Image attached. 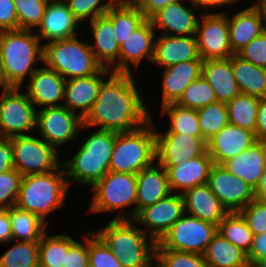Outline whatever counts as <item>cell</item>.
<instances>
[{
  "instance_id": "816d5d0a",
  "label": "cell",
  "mask_w": 266,
  "mask_h": 267,
  "mask_svg": "<svg viewBox=\"0 0 266 267\" xmlns=\"http://www.w3.org/2000/svg\"><path fill=\"white\" fill-rule=\"evenodd\" d=\"M18 18L13 0H0V31L17 30Z\"/></svg>"
},
{
  "instance_id": "9a60e30c",
  "label": "cell",
  "mask_w": 266,
  "mask_h": 267,
  "mask_svg": "<svg viewBox=\"0 0 266 267\" xmlns=\"http://www.w3.org/2000/svg\"><path fill=\"white\" fill-rule=\"evenodd\" d=\"M184 200L181 193H171L153 205L141 209L133 221L144 225L142 230L156 243L183 215Z\"/></svg>"
},
{
  "instance_id": "52a82bcc",
  "label": "cell",
  "mask_w": 266,
  "mask_h": 267,
  "mask_svg": "<svg viewBox=\"0 0 266 267\" xmlns=\"http://www.w3.org/2000/svg\"><path fill=\"white\" fill-rule=\"evenodd\" d=\"M43 64L65 80L97 74L103 68L89 42L79 41L77 37L43 44Z\"/></svg>"
},
{
  "instance_id": "ba28073f",
  "label": "cell",
  "mask_w": 266,
  "mask_h": 267,
  "mask_svg": "<svg viewBox=\"0 0 266 267\" xmlns=\"http://www.w3.org/2000/svg\"><path fill=\"white\" fill-rule=\"evenodd\" d=\"M91 188L93 198L89 200V213H111L117 210L119 214L113 220H131V213L120 210L136 205V175L109 171Z\"/></svg>"
},
{
  "instance_id": "e7e4bbea",
  "label": "cell",
  "mask_w": 266,
  "mask_h": 267,
  "mask_svg": "<svg viewBox=\"0 0 266 267\" xmlns=\"http://www.w3.org/2000/svg\"><path fill=\"white\" fill-rule=\"evenodd\" d=\"M148 267H166V266L157 257H154V260L153 259L151 260Z\"/></svg>"
},
{
  "instance_id": "f5cc1de1",
  "label": "cell",
  "mask_w": 266,
  "mask_h": 267,
  "mask_svg": "<svg viewBox=\"0 0 266 267\" xmlns=\"http://www.w3.org/2000/svg\"><path fill=\"white\" fill-rule=\"evenodd\" d=\"M14 156L11 139L3 138L0 141V173L14 168Z\"/></svg>"
},
{
  "instance_id": "03108f58",
  "label": "cell",
  "mask_w": 266,
  "mask_h": 267,
  "mask_svg": "<svg viewBox=\"0 0 266 267\" xmlns=\"http://www.w3.org/2000/svg\"><path fill=\"white\" fill-rule=\"evenodd\" d=\"M128 4L138 5L142 0H122Z\"/></svg>"
},
{
  "instance_id": "4fadbf2b",
  "label": "cell",
  "mask_w": 266,
  "mask_h": 267,
  "mask_svg": "<svg viewBox=\"0 0 266 267\" xmlns=\"http://www.w3.org/2000/svg\"><path fill=\"white\" fill-rule=\"evenodd\" d=\"M83 119L62 106L44 107L37 111L36 129L39 130L43 140L55 147L76 138Z\"/></svg>"
},
{
  "instance_id": "91938a15",
  "label": "cell",
  "mask_w": 266,
  "mask_h": 267,
  "mask_svg": "<svg viewBox=\"0 0 266 267\" xmlns=\"http://www.w3.org/2000/svg\"><path fill=\"white\" fill-rule=\"evenodd\" d=\"M255 198L266 201V166L261 176L260 182L255 188Z\"/></svg>"
},
{
  "instance_id": "ac0fdd59",
  "label": "cell",
  "mask_w": 266,
  "mask_h": 267,
  "mask_svg": "<svg viewBox=\"0 0 266 267\" xmlns=\"http://www.w3.org/2000/svg\"><path fill=\"white\" fill-rule=\"evenodd\" d=\"M65 79L55 70L43 66L38 68L27 84V96L36 107L62 106Z\"/></svg>"
},
{
  "instance_id": "7dc6e473",
  "label": "cell",
  "mask_w": 266,
  "mask_h": 267,
  "mask_svg": "<svg viewBox=\"0 0 266 267\" xmlns=\"http://www.w3.org/2000/svg\"><path fill=\"white\" fill-rule=\"evenodd\" d=\"M22 178L15 168L0 173V209L15 206Z\"/></svg>"
},
{
  "instance_id": "8d00e7d4",
  "label": "cell",
  "mask_w": 266,
  "mask_h": 267,
  "mask_svg": "<svg viewBox=\"0 0 266 267\" xmlns=\"http://www.w3.org/2000/svg\"><path fill=\"white\" fill-rule=\"evenodd\" d=\"M259 97L239 93L226 103L229 123L255 133Z\"/></svg>"
},
{
  "instance_id": "44dd1931",
  "label": "cell",
  "mask_w": 266,
  "mask_h": 267,
  "mask_svg": "<svg viewBox=\"0 0 266 267\" xmlns=\"http://www.w3.org/2000/svg\"><path fill=\"white\" fill-rule=\"evenodd\" d=\"M155 29L146 19L120 46L119 73H131L132 63L139 67L143 59L153 61L155 47Z\"/></svg>"
},
{
  "instance_id": "d6986e66",
  "label": "cell",
  "mask_w": 266,
  "mask_h": 267,
  "mask_svg": "<svg viewBox=\"0 0 266 267\" xmlns=\"http://www.w3.org/2000/svg\"><path fill=\"white\" fill-rule=\"evenodd\" d=\"M255 142L257 140L254 132L229 123L207 142L208 153L214 164L222 165Z\"/></svg>"
},
{
  "instance_id": "f35d334b",
  "label": "cell",
  "mask_w": 266,
  "mask_h": 267,
  "mask_svg": "<svg viewBox=\"0 0 266 267\" xmlns=\"http://www.w3.org/2000/svg\"><path fill=\"white\" fill-rule=\"evenodd\" d=\"M217 232L236 247L249 252L254 235L239 212L229 213L218 224Z\"/></svg>"
},
{
  "instance_id": "9c48e42d",
  "label": "cell",
  "mask_w": 266,
  "mask_h": 267,
  "mask_svg": "<svg viewBox=\"0 0 266 267\" xmlns=\"http://www.w3.org/2000/svg\"><path fill=\"white\" fill-rule=\"evenodd\" d=\"M217 234V225L184 214L156 243V249L204 254Z\"/></svg>"
},
{
  "instance_id": "d4e9b609",
  "label": "cell",
  "mask_w": 266,
  "mask_h": 267,
  "mask_svg": "<svg viewBox=\"0 0 266 267\" xmlns=\"http://www.w3.org/2000/svg\"><path fill=\"white\" fill-rule=\"evenodd\" d=\"M190 60H202L196 36L160 35L155 38L152 63L165 68Z\"/></svg>"
},
{
  "instance_id": "2e32d148",
  "label": "cell",
  "mask_w": 266,
  "mask_h": 267,
  "mask_svg": "<svg viewBox=\"0 0 266 267\" xmlns=\"http://www.w3.org/2000/svg\"><path fill=\"white\" fill-rule=\"evenodd\" d=\"M207 184L229 213L239 212L255 199V189L242 178L230 174L223 165L211 167Z\"/></svg>"
},
{
  "instance_id": "e575fe53",
  "label": "cell",
  "mask_w": 266,
  "mask_h": 267,
  "mask_svg": "<svg viewBox=\"0 0 266 267\" xmlns=\"http://www.w3.org/2000/svg\"><path fill=\"white\" fill-rule=\"evenodd\" d=\"M13 240L39 242L47 231L48 224L36 214L21 210L16 206L9 207Z\"/></svg>"
},
{
  "instance_id": "d6a6232c",
  "label": "cell",
  "mask_w": 266,
  "mask_h": 267,
  "mask_svg": "<svg viewBox=\"0 0 266 267\" xmlns=\"http://www.w3.org/2000/svg\"><path fill=\"white\" fill-rule=\"evenodd\" d=\"M203 256L208 267H251L247 253L218 232L208 244Z\"/></svg>"
},
{
  "instance_id": "f907efd6",
  "label": "cell",
  "mask_w": 266,
  "mask_h": 267,
  "mask_svg": "<svg viewBox=\"0 0 266 267\" xmlns=\"http://www.w3.org/2000/svg\"><path fill=\"white\" fill-rule=\"evenodd\" d=\"M88 234L84 242L75 241L66 253L65 265L63 267H89ZM85 243V244H84Z\"/></svg>"
},
{
  "instance_id": "db71d44e",
  "label": "cell",
  "mask_w": 266,
  "mask_h": 267,
  "mask_svg": "<svg viewBox=\"0 0 266 267\" xmlns=\"http://www.w3.org/2000/svg\"><path fill=\"white\" fill-rule=\"evenodd\" d=\"M180 1H190V0H142L138 6L140 11L144 15L145 19H150L154 14L160 11L165 6Z\"/></svg>"
},
{
  "instance_id": "ffe728a7",
  "label": "cell",
  "mask_w": 266,
  "mask_h": 267,
  "mask_svg": "<svg viewBox=\"0 0 266 267\" xmlns=\"http://www.w3.org/2000/svg\"><path fill=\"white\" fill-rule=\"evenodd\" d=\"M183 2L171 3L154 14L149 19L153 28L162 30L164 35L195 36L198 17L193 9L198 6L190 0L192 7L188 9Z\"/></svg>"
},
{
  "instance_id": "94428289",
  "label": "cell",
  "mask_w": 266,
  "mask_h": 267,
  "mask_svg": "<svg viewBox=\"0 0 266 267\" xmlns=\"http://www.w3.org/2000/svg\"><path fill=\"white\" fill-rule=\"evenodd\" d=\"M0 88H2V91L11 89L12 87L8 84L7 79L5 77L3 66L0 58Z\"/></svg>"
},
{
  "instance_id": "30bf717a",
  "label": "cell",
  "mask_w": 266,
  "mask_h": 267,
  "mask_svg": "<svg viewBox=\"0 0 266 267\" xmlns=\"http://www.w3.org/2000/svg\"><path fill=\"white\" fill-rule=\"evenodd\" d=\"M11 139L14 168L24 177L52 172L62 166L58 150L42 138L21 135Z\"/></svg>"
},
{
  "instance_id": "8992f818",
  "label": "cell",
  "mask_w": 266,
  "mask_h": 267,
  "mask_svg": "<svg viewBox=\"0 0 266 267\" xmlns=\"http://www.w3.org/2000/svg\"><path fill=\"white\" fill-rule=\"evenodd\" d=\"M153 120L137 130L116 132L109 171L136 175L155 163V128Z\"/></svg>"
},
{
  "instance_id": "a7ac6f4b",
  "label": "cell",
  "mask_w": 266,
  "mask_h": 267,
  "mask_svg": "<svg viewBox=\"0 0 266 267\" xmlns=\"http://www.w3.org/2000/svg\"><path fill=\"white\" fill-rule=\"evenodd\" d=\"M44 1L50 3V2H65L66 0H44Z\"/></svg>"
},
{
  "instance_id": "f1b7e54d",
  "label": "cell",
  "mask_w": 266,
  "mask_h": 267,
  "mask_svg": "<svg viewBox=\"0 0 266 267\" xmlns=\"http://www.w3.org/2000/svg\"><path fill=\"white\" fill-rule=\"evenodd\" d=\"M222 165L230 174L242 178L255 189L266 166V143L257 141L247 150L230 158Z\"/></svg>"
},
{
  "instance_id": "f6af8a7d",
  "label": "cell",
  "mask_w": 266,
  "mask_h": 267,
  "mask_svg": "<svg viewBox=\"0 0 266 267\" xmlns=\"http://www.w3.org/2000/svg\"><path fill=\"white\" fill-rule=\"evenodd\" d=\"M66 0L70 12L81 22L89 17V21L103 16L117 0Z\"/></svg>"
},
{
  "instance_id": "ee69618b",
  "label": "cell",
  "mask_w": 266,
  "mask_h": 267,
  "mask_svg": "<svg viewBox=\"0 0 266 267\" xmlns=\"http://www.w3.org/2000/svg\"><path fill=\"white\" fill-rule=\"evenodd\" d=\"M88 235L89 267H124L93 230Z\"/></svg>"
},
{
  "instance_id": "74e56055",
  "label": "cell",
  "mask_w": 266,
  "mask_h": 267,
  "mask_svg": "<svg viewBox=\"0 0 266 267\" xmlns=\"http://www.w3.org/2000/svg\"><path fill=\"white\" fill-rule=\"evenodd\" d=\"M161 115L169 116L170 125L167 132L155 131V133H180L192 136H202L199 127L196 109L181 107L175 103L160 107Z\"/></svg>"
},
{
  "instance_id": "681fc988",
  "label": "cell",
  "mask_w": 266,
  "mask_h": 267,
  "mask_svg": "<svg viewBox=\"0 0 266 267\" xmlns=\"http://www.w3.org/2000/svg\"><path fill=\"white\" fill-rule=\"evenodd\" d=\"M237 55L256 66L266 68V31L245 45Z\"/></svg>"
},
{
  "instance_id": "4316f807",
  "label": "cell",
  "mask_w": 266,
  "mask_h": 267,
  "mask_svg": "<svg viewBox=\"0 0 266 267\" xmlns=\"http://www.w3.org/2000/svg\"><path fill=\"white\" fill-rule=\"evenodd\" d=\"M213 165L214 162L207 151L204 155L189 159L182 164L164 167L172 193L176 191L175 193L182 194L187 189L207 183Z\"/></svg>"
},
{
  "instance_id": "6f0895ef",
  "label": "cell",
  "mask_w": 266,
  "mask_h": 267,
  "mask_svg": "<svg viewBox=\"0 0 266 267\" xmlns=\"http://www.w3.org/2000/svg\"><path fill=\"white\" fill-rule=\"evenodd\" d=\"M13 241L9 208L0 209V243Z\"/></svg>"
},
{
  "instance_id": "836d02e7",
  "label": "cell",
  "mask_w": 266,
  "mask_h": 267,
  "mask_svg": "<svg viewBox=\"0 0 266 267\" xmlns=\"http://www.w3.org/2000/svg\"><path fill=\"white\" fill-rule=\"evenodd\" d=\"M113 23L116 41L121 46L146 20L138 5L117 0L105 14Z\"/></svg>"
},
{
  "instance_id": "603a6c76",
  "label": "cell",
  "mask_w": 266,
  "mask_h": 267,
  "mask_svg": "<svg viewBox=\"0 0 266 267\" xmlns=\"http://www.w3.org/2000/svg\"><path fill=\"white\" fill-rule=\"evenodd\" d=\"M79 21L70 12L66 2L47 3L36 34L40 40H64L76 37Z\"/></svg>"
},
{
  "instance_id": "cb8c5ba5",
  "label": "cell",
  "mask_w": 266,
  "mask_h": 267,
  "mask_svg": "<svg viewBox=\"0 0 266 267\" xmlns=\"http://www.w3.org/2000/svg\"><path fill=\"white\" fill-rule=\"evenodd\" d=\"M185 214L217 225L229 214L208 184L197 185L182 193Z\"/></svg>"
},
{
  "instance_id": "7c38bea8",
  "label": "cell",
  "mask_w": 266,
  "mask_h": 267,
  "mask_svg": "<svg viewBox=\"0 0 266 267\" xmlns=\"http://www.w3.org/2000/svg\"><path fill=\"white\" fill-rule=\"evenodd\" d=\"M203 13L195 34L200 57L202 60L230 58L234 53L230 44L227 12Z\"/></svg>"
},
{
  "instance_id": "be15d7a7",
  "label": "cell",
  "mask_w": 266,
  "mask_h": 267,
  "mask_svg": "<svg viewBox=\"0 0 266 267\" xmlns=\"http://www.w3.org/2000/svg\"><path fill=\"white\" fill-rule=\"evenodd\" d=\"M251 267H266V256L259 258Z\"/></svg>"
},
{
  "instance_id": "d590c367",
  "label": "cell",
  "mask_w": 266,
  "mask_h": 267,
  "mask_svg": "<svg viewBox=\"0 0 266 267\" xmlns=\"http://www.w3.org/2000/svg\"><path fill=\"white\" fill-rule=\"evenodd\" d=\"M76 240L65 234L48 236L46 232L38 242L39 267H63L66 253Z\"/></svg>"
},
{
  "instance_id": "5b68a950",
  "label": "cell",
  "mask_w": 266,
  "mask_h": 267,
  "mask_svg": "<svg viewBox=\"0 0 266 267\" xmlns=\"http://www.w3.org/2000/svg\"><path fill=\"white\" fill-rule=\"evenodd\" d=\"M61 168L60 166L52 172L24 176L15 206L36 214L48 224L45 219L64 205L69 189L65 170Z\"/></svg>"
},
{
  "instance_id": "484cf974",
  "label": "cell",
  "mask_w": 266,
  "mask_h": 267,
  "mask_svg": "<svg viewBox=\"0 0 266 267\" xmlns=\"http://www.w3.org/2000/svg\"><path fill=\"white\" fill-rule=\"evenodd\" d=\"M90 28L94 44H89V46L96 60L113 73H119L120 46L116 41L112 21L106 15L99 16L90 21Z\"/></svg>"
},
{
  "instance_id": "7402d4cb",
  "label": "cell",
  "mask_w": 266,
  "mask_h": 267,
  "mask_svg": "<svg viewBox=\"0 0 266 267\" xmlns=\"http://www.w3.org/2000/svg\"><path fill=\"white\" fill-rule=\"evenodd\" d=\"M136 180V207L131 212V220L141 209L155 204L172 193L166 169L156 162L138 172Z\"/></svg>"
},
{
  "instance_id": "9f6ffc18",
  "label": "cell",
  "mask_w": 266,
  "mask_h": 267,
  "mask_svg": "<svg viewBox=\"0 0 266 267\" xmlns=\"http://www.w3.org/2000/svg\"><path fill=\"white\" fill-rule=\"evenodd\" d=\"M255 137L257 141L266 143V98L259 99Z\"/></svg>"
},
{
  "instance_id": "3957f363",
  "label": "cell",
  "mask_w": 266,
  "mask_h": 267,
  "mask_svg": "<svg viewBox=\"0 0 266 267\" xmlns=\"http://www.w3.org/2000/svg\"><path fill=\"white\" fill-rule=\"evenodd\" d=\"M33 33L25 29L0 31V58L11 87L20 88L26 76L30 78L38 69L36 61L43 62V45Z\"/></svg>"
},
{
  "instance_id": "f546056e",
  "label": "cell",
  "mask_w": 266,
  "mask_h": 267,
  "mask_svg": "<svg viewBox=\"0 0 266 267\" xmlns=\"http://www.w3.org/2000/svg\"><path fill=\"white\" fill-rule=\"evenodd\" d=\"M232 15L234 16L229 17L227 14L229 38L231 49L237 54L265 29L261 14L256 7L249 6Z\"/></svg>"
},
{
  "instance_id": "1f68e13d",
  "label": "cell",
  "mask_w": 266,
  "mask_h": 267,
  "mask_svg": "<svg viewBox=\"0 0 266 267\" xmlns=\"http://www.w3.org/2000/svg\"><path fill=\"white\" fill-rule=\"evenodd\" d=\"M229 59L239 93L266 98V68L243 60L237 54Z\"/></svg>"
},
{
  "instance_id": "83f0119b",
  "label": "cell",
  "mask_w": 266,
  "mask_h": 267,
  "mask_svg": "<svg viewBox=\"0 0 266 267\" xmlns=\"http://www.w3.org/2000/svg\"><path fill=\"white\" fill-rule=\"evenodd\" d=\"M203 60H190L165 67L162 78V105L176 103L188 85L202 74Z\"/></svg>"
},
{
  "instance_id": "11a10c76",
  "label": "cell",
  "mask_w": 266,
  "mask_h": 267,
  "mask_svg": "<svg viewBox=\"0 0 266 267\" xmlns=\"http://www.w3.org/2000/svg\"><path fill=\"white\" fill-rule=\"evenodd\" d=\"M263 256H266V232L253 236L251 248L247 253L250 266Z\"/></svg>"
},
{
  "instance_id": "7a4b0ae2",
  "label": "cell",
  "mask_w": 266,
  "mask_h": 267,
  "mask_svg": "<svg viewBox=\"0 0 266 267\" xmlns=\"http://www.w3.org/2000/svg\"><path fill=\"white\" fill-rule=\"evenodd\" d=\"M116 132L100 130L86 138L77 153L62 162L68 186L80 183L93 187L109 172Z\"/></svg>"
},
{
  "instance_id": "e0dca14e",
  "label": "cell",
  "mask_w": 266,
  "mask_h": 267,
  "mask_svg": "<svg viewBox=\"0 0 266 267\" xmlns=\"http://www.w3.org/2000/svg\"><path fill=\"white\" fill-rule=\"evenodd\" d=\"M111 73L109 68L103 67L97 74L66 79L63 106L74 113L80 110L78 114L83 119L96 101L104 77Z\"/></svg>"
},
{
  "instance_id": "ab89813d",
  "label": "cell",
  "mask_w": 266,
  "mask_h": 267,
  "mask_svg": "<svg viewBox=\"0 0 266 267\" xmlns=\"http://www.w3.org/2000/svg\"><path fill=\"white\" fill-rule=\"evenodd\" d=\"M202 137L208 142L229 124L226 103L214 102L196 110Z\"/></svg>"
},
{
  "instance_id": "8fae6325",
  "label": "cell",
  "mask_w": 266,
  "mask_h": 267,
  "mask_svg": "<svg viewBox=\"0 0 266 267\" xmlns=\"http://www.w3.org/2000/svg\"><path fill=\"white\" fill-rule=\"evenodd\" d=\"M20 88L0 91V132L4 138L28 135L36 128L37 109Z\"/></svg>"
},
{
  "instance_id": "5bb4252c",
  "label": "cell",
  "mask_w": 266,
  "mask_h": 267,
  "mask_svg": "<svg viewBox=\"0 0 266 267\" xmlns=\"http://www.w3.org/2000/svg\"><path fill=\"white\" fill-rule=\"evenodd\" d=\"M155 160L163 167H171L204 155L207 141L202 136L180 133H155Z\"/></svg>"
},
{
  "instance_id": "7bdbcfd3",
  "label": "cell",
  "mask_w": 266,
  "mask_h": 267,
  "mask_svg": "<svg viewBox=\"0 0 266 267\" xmlns=\"http://www.w3.org/2000/svg\"><path fill=\"white\" fill-rule=\"evenodd\" d=\"M18 18V29L34 30L44 16L47 2L44 0H13Z\"/></svg>"
},
{
  "instance_id": "6125c7cd",
  "label": "cell",
  "mask_w": 266,
  "mask_h": 267,
  "mask_svg": "<svg viewBox=\"0 0 266 267\" xmlns=\"http://www.w3.org/2000/svg\"><path fill=\"white\" fill-rule=\"evenodd\" d=\"M256 8L261 14L264 29L266 31V1L261 2L258 6H256Z\"/></svg>"
},
{
  "instance_id": "277c9868",
  "label": "cell",
  "mask_w": 266,
  "mask_h": 267,
  "mask_svg": "<svg viewBox=\"0 0 266 267\" xmlns=\"http://www.w3.org/2000/svg\"><path fill=\"white\" fill-rule=\"evenodd\" d=\"M124 267H148L155 257L156 242L133 220H111L93 230Z\"/></svg>"
},
{
  "instance_id": "b9f144b4",
  "label": "cell",
  "mask_w": 266,
  "mask_h": 267,
  "mask_svg": "<svg viewBox=\"0 0 266 267\" xmlns=\"http://www.w3.org/2000/svg\"><path fill=\"white\" fill-rule=\"evenodd\" d=\"M214 102H217L214 90L201 75L188 85L175 104L197 110Z\"/></svg>"
},
{
  "instance_id": "bcb514c9",
  "label": "cell",
  "mask_w": 266,
  "mask_h": 267,
  "mask_svg": "<svg viewBox=\"0 0 266 267\" xmlns=\"http://www.w3.org/2000/svg\"><path fill=\"white\" fill-rule=\"evenodd\" d=\"M155 257L166 267H208L204 256L193 252L155 249Z\"/></svg>"
},
{
  "instance_id": "89a4df30",
  "label": "cell",
  "mask_w": 266,
  "mask_h": 267,
  "mask_svg": "<svg viewBox=\"0 0 266 267\" xmlns=\"http://www.w3.org/2000/svg\"><path fill=\"white\" fill-rule=\"evenodd\" d=\"M4 137L2 136L1 132H0V141L3 139Z\"/></svg>"
},
{
  "instance_id": "c3c4849f",
  "label": "cell",
  "mask_w": 266,
  "mask_h": 267,
  "mask_svg": "<svg viewBox=\"0 0 266 267\" xmlns=\"http://www.w3.org/2000/svg\"><path fill=\"white\" fill-rule=\"evenodd\" d=\"M239 213L245 219L253 235L266 232V201L254 199Z\"/></svg>"
},
{
  "instance_id": "60d3db41",
  "label": "cell",
  "mask_w": 266,
  "mask_h": 267,
  "mask_svg": "<svg viewBox=\"0 0 266 267\" xmlns=\"http://www.w3.org/2000/svg\"><path fill=\"white\" fill-rule=\"evenodd\" d=\"M0 257V267H39L38 242L12 244Z\"/></svg>"
},
{
  "instance_id": "003e7915",
  "label": "cell",
  "mask_w": 266,
  "mask_h": 267,
  "mask_svg": "<svg viewBox=\"0 0 266 267\" xmlns=\"http://www.w3.org/2000/svg\"><path fill=\"white\" fill-rule=\"evenodd\" d=\"M263 1H266V0H257L253 5H251V7H256Z\"/></svg>"
},
{
  "instance_id": "6da1fadb",
  "label": "cell",
  "mask_w": 266,
  "mask_h": 267,
  "mask_svg": "<svg viewBox=\"0 0 266 267\" xmlns=\"http://www.w3.org/2000/svg\"><path fill=\"white\" fill-rule=\"evenodd\" d=\"M133 73H111L100 85L91 110L83 118L81 128L129 132L150 120L142 95H139Z\"/></svg>"
},
{
  "instance_id": "4dcf8cb0",
  "label": "cell",
  "mask_w": 266,
  "mask_h": 267,
  "mask_svg": "<svg viewBox=\"0 0 266 267\" xmlns=\"http://www.w3.org/2000/svg\"><path fill=\"white\" fill-rule=\"evenodd\" d=\"M214 90L217 101L227 103L239 94L231 60H203L202 74Z\"/></svg>"
},
{
  "instance_id": "680465c9",
  "label": "cell",
  "mask_w": 266,
  "mask_h": 267,
  "mask_svg": "<svg viewBox=\"0 0 266 267\" xmlns=\"http://www.w3.org/2000/svg\"><path fill=\"white\" fill-rule=\"evenodd\" d=\"M199 8L205 9L208 11L210 8L222 7L228 4H235L239 0H192Z\"/></svg>"
}]
</instances>
